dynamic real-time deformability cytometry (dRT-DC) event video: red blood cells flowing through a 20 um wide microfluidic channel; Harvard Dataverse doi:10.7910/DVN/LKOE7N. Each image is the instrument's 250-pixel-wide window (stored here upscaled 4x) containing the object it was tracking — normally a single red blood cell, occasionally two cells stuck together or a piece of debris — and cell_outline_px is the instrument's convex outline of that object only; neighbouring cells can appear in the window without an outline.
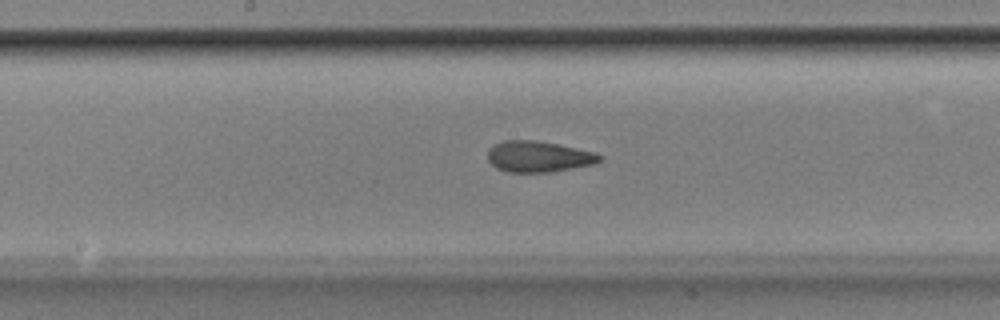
{"species": "Egyptian fruit bat (a non-hibernating species)", "species_latin": "Rousettus aegyptiacus", "temperature_condition": "room temperature", "stored_images_in_passage": 52, "camera_frame_rate_fps": 3000, "um_per_image_px": 0.085, "animal": {"sex": "male"}, "frame": {"image": 1, "passage_image": 27, "time_ms": 8.667, "image_size_px": [1000, 320], "cell_outline_px": [[604, 156], [596, 164], [552, 172], [508, 172], [496, 168], [488, 160], [488, 148], [504, 140], [536, 140], [596, 152]], "centroid_in_image_um": [45.8, 13.31], "position_along_channel_um": 202.4, "area_um2": 20.35}}
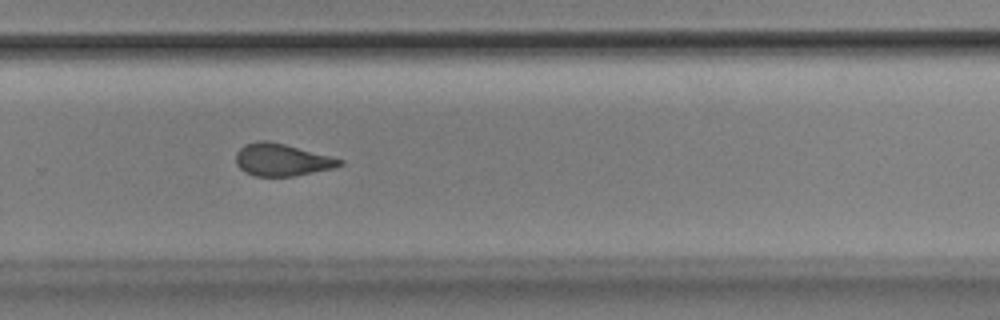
{"frame": {"image": 2, "passage_image": 35, "time_ms": 11.333, "image_size_px": [1000, 320], "cell_outline_px": [[344, 164], [332, 168], [292, 176], [252, 176], [244, 172], [236, 164], [236, 152], [244, 144], [256, 140], [268, 140], [332, 156], [344, 160]], "centroid_in_image_um": [23.92, 13.57], "position_along_channel_um": 305.9, "area_um2": 19.59}}
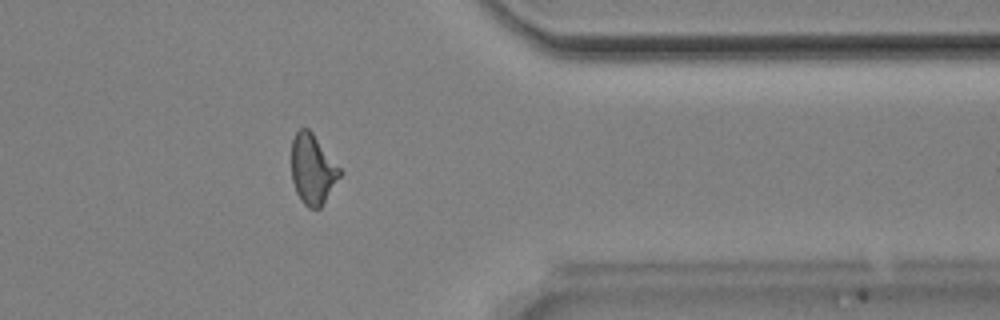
{"frame": {"image": 3, "passage_image": 42, "time_ms": 13.667, "image_size_px": [1000, 320], "cell_outline_px": [[344, 172], [320, 208], [308, 208], [300, 200], [296, 192], [292, 180], [292, 140], [296, 132], [300, 128], [308, 128], [312, 132]], "centroid_in_image_um": [26.59, 14.39], "position_along_channel_um": 384.8, "area_um2": 19.83}, "authors_computed_cell_mechanics": {"area_um2": 20.3745, "velocity_mm_per_s": 3.8948, "shape_relaxation_time_tau1_ms": 6.7115, "shape_relaxation_time_tau2_ms": 1.9748, "deformation_change_tau1": 0.1611, "deformation_change_tau2": 0.0886}}